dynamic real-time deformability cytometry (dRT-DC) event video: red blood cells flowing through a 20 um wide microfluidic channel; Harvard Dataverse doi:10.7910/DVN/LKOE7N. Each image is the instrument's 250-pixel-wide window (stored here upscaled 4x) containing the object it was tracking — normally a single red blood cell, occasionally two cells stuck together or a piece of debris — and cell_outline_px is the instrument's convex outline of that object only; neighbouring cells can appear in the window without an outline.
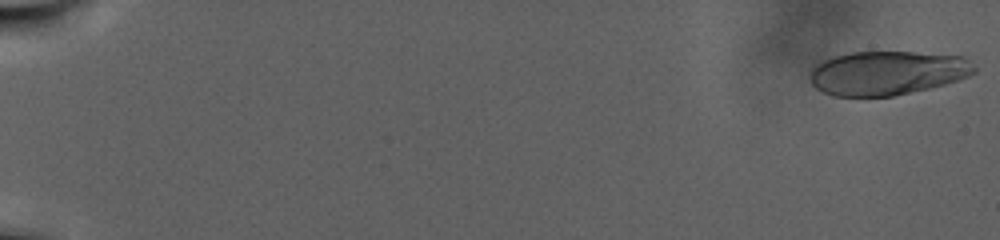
{"species": "human", "species_latin": "Homo sapiens", "temperature_condition": "warm", "stored_images_in_passage": 103, "camera_frame_rate_fps": 3000, "um_per_image_px": 0.085, "donor": {"sex": "male"}, "frame": {"image": 1, "passage_image": 1, "time_ms": 0.0, "image_size_px": [1000, 240], "cell_outline_px": [[976, 72], [968, 76], [944, 84], [928, 88], [892, 96], [832, 96], [816, 88], [812, 84], [808, 76], [812, 68], [820, 60], [848, 52], [912, 52], [964, 56], [976, 68]], "centroid_in_image_um": [75.37, 6.19], "position_along_channel_um": 9.6, "area_um2": 42.25}}
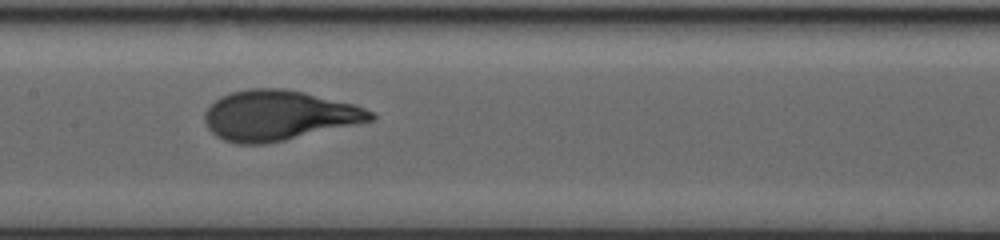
{"frame": {"image": 2, "passage_image": 56, "time_ms": 18.333, "image_size_px": [1000, 240], "cell_outline_px": [[376, 116], [372, 120], [268, 144], [236, 144], [224, 140], [216, 136], [208, 128], [204, 120], [204, 112], [220, 96], [232, 92], [248, 88], [284, 88], [304, 92], [352, 104], [364, 108], [372, 112]], "centroid_in_image_um": [23.63, 9.81], "position_along_channel_um": 183.8, "area_um2": 48.09}}
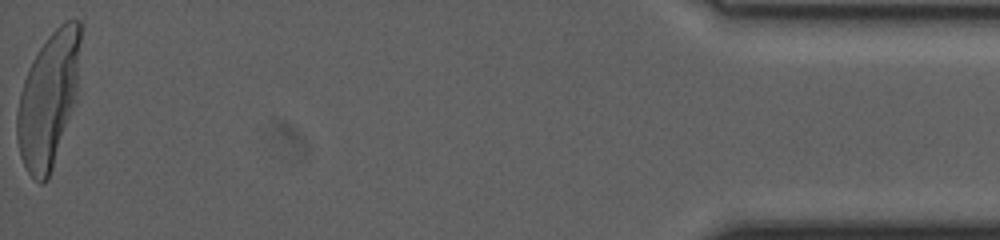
{"frame": {"image": 3, "passage_image": 103, "time_ms": 34.0, "image_size_px": [1000, 240], "cell_outline_px": [[84, 24], [76, 100], [48, 180], [40, 184], [28, 172], [20, 156], [16, 136], [16, 112], [20, 92], [28, 68], [32, 60], [48, 36], [64, 20], [80, 20]], "centroid_in_image_um": [4.15, 8.38], "position_along_channel_um": 431.1, "area_um2": 50.4}, "authors_computed_cell_mechanics": {"area_um2": 46.4134, "velocity_mm_per_s": 2.0914, "shape_relaxation_time_tau1_ms": 7.6349, "shape_relaxation_time_tau2_ms": null, "deformation_change_tau1": 0.2657, "deformation_change_tau2": null}}